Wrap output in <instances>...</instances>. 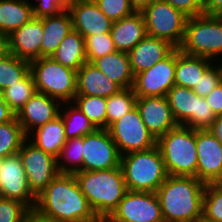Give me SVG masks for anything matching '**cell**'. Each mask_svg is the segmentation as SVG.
Segmentation results:
<instances>
[{"mask_svg":"<svg viewBox=\"0 0 222 222\" xmlns=\"http://www.w3.org/2000/svg\"><path fill=\"white\" fill-rule=\"evenodd\" d=\"M0 197L20 201L30 210L35 209L37 198L28 187L18 153L0 159Z\"/></svg>","mask_w":222,"mask_h":222,"instance_id":"obj_14","label":"cell"},{"mask_svg":"<svg viewBox=\"0 0 222 222\" xmlns=\"http://www.w3.org/2000/svg\"><path fill=\"white\" fill-rule=\"evenodd\" d=\"M175 9L183 12L188 17H194L204 14L203 6L198 0H165Z\"/></svg>","mask_w":222,"mask_h":222,"instance_id":"obj_44","label":"cell"},{"mask_svg":"<svg viewBox=\"0 0 222 222\" xmlns=\"http://www.w3.org/2000/svg\"><path fill=\"white\" fill-rule=\"evenodd\" d=\"M87 62L116 51L111 33L94 34L84 39Z\"/></svg>","mask_w":222,"mask_h":222,"instance_id":"obj_38","label":"cell"},{"mask_svg":"<svg viewBox=\"0 0 222 222\" xmlns=\"http://www.w3.org/2000/svg\"><path fill=\"white\" fill-rule=\"evenodd\" d=\"M203 218L209 222H222V187L218 183L205 184Z\"/></svg>","mask_w":222,"mask_h":222,"instance_id":"obj_37","label":"cell"},{"mask_svg":"<svg viewBox=\"0 0 222 222\" xmlns=\"http://www.w3.org/2000/svg\"><path fill=\"white\" fill-rule=\"evenodd\" d=\"M36 90L61 103L73 102L77 94V71L65 67L51 57H41L30 61Z\"/></svg>","mask_w":222,"mask_h":222,"instance_id":"obj_6","label":"cell"},{"mask_svg":"<svg viewBox=\"0 0 222 222\" xmlns=\"http://www.w3.org/2000/svg\"><path fill=\"white\" fill-rule=\"evenodd\" d=\"M209 0H198V2L204 7Z\"/></svg>","mask_w":222,"mask_h":222,"instance_id":"obj_52","label":"cell"},{"mask_svg":"<svg viewBox=\"0 0 222 222\" xmlns=\"http://www.w3.org/2000/svg\"><path fill=\"white\" fill-rule=\"evenodd\" d=\"M218 184L222 187V180Z\"/></svg>","mask_w":222,"mask_h":222,"instance_id":"obj_55","label":"cell"},{"mask_svg":"<svg viewBox=\"0 0 222 222\" xmlns=\"http://www.w3.org/2000/svg\"><path fill=\"white\" fill-rule=\"evenodd\" d=\"M15 116L16 114L7 105L3 94L0 91V124L11 121Z\"/></svg>","mask_w":222,"mask_h":222,"instance_id":"obj_46","label":"cell"},{"mask_svg":"<svg viewBox=\"0 0 222 222\" xmlns=\"http://www.w3.org/2000/svg\"><path fill=\"white\" fill-rule=\"evenodd\" d=\"M136 99L133 88H122L106 98L107 129L136 106Z\"/></svg>","mask_w":222,"mask_h":222,"instance_id":"obj_34","label":"cell"},{"mask_svg":"<svg viewBox=\"0 0 222 222\" xmlns=\"http://www.w3.org/2000/svg\"><path fill=\"white\" fill-rule=\"evenodd\" d=\"M100 222H109L107 219L100 220Z\"/></svg>","mask_w":222,"mask_h":222,"instance_id":"obj_54","label":"cell"},{"mask_svg":"<svg viewBox=\"0 0 222 222\" xmlns=\"http://www.w3.org/2000/svg\"><path fill=\"white\" fill-rule=\"evenodd\" d=\"M169 176L197 178L196 130L178 125L156 142Z\"/></svg>","mask_w":222,"mask_h":222,"instance_id":"obj_5","label":"cell"},{"mask_svg":"<svg viewBox=\"0 0 222 222\" xmlns=\"http://www.w3.org/2000/svg\"><path fill=\"white\" fill-rule=\"evenodd\" d=\"M122 88L110 80L91 62H86L77 71L76 96H96L107 98L117 93Z\"/></svg>","mask_w":222,"mask_h":222,"instance_id":"obj_21","label":"cell"},{"mask_svg":"<svg viewBox=\"0 0 222 222\" xmlns=\"http://www.w3.org/2000/svg\"><path fill=\"white\" fill-rule=\"evenodd\" d=\"M176 49L170 42L146 35L128 52L134 76L153 67L157 62L168 57Z\"/></svg>","mask_w":222,"mask_h":222,"instance_id":"obj_20","label":"cell"},{"mask_svg":"<svg viewBox=\"0 0 222 222\" xmlns=\"http://www.w3.org/2000/svg\"><path fill=\"white\" fill-rule=\"evenodd\" d=\"M205 99L216 116L222 115V81Z\"/></svg>","mask_w":222,"mask_h":222,"instance_id":"obj_45","label":"cell"},{"mask_svg":"<svg viewBox=\"0 0 222 222\" xmlns=\"http://www.w3.org/2000/svg\"><path fill=\"white\" fill-rule=\"evenodd\" d=\"M91 63L121 88L133 87L134 74L127 52L114 51L94 59Z\"/></svg>","mask_w":222,"mask_h":222,"instance_id":"obj_24","label":"cell"},{"mask_svg":"<svg viewBox=\"0 0 222 222\" xmlns=\"http://www.w3.org/2000/svg\"><path fill=\"white\" fill-rule=\"evenodd\" d=\"M73 104L90 120L96 129H107L106 98L75 96Z\"/></svg>","mask_w":222,"mask_h":222,"instance_id":"obj_32","label":"cell"},{"mask_svg":"<svg viewBox=\"0 0 222 222\" xmlns=\"http://www.w3.org/2000/svg\"><path fill=\"white\" fill-rule=\"evenodd\" d=\"M208 130L222 144V115L216 116V119Z\"/></svg>","mask_w":222,"mask_h":222,"instance_id":"obj_48","label":"cell"},{"mask_svg":"<svg viewBox=\"0 0 222 222\" xmlns=\"http://www.w3.org/2000/svg\"><path fill=\"white\" fill-rule=\"evenodd\" d=\"M29 211L20 201L0 197V222H22Z\"/></svg>","mask_w":222,"mask_h":222,"instance_id":"obj_40","label":"cell"},{"mask_svg":"<svg viewBox=\"0 0 222 222\" xmlns=\"http://www.w3.org/2000/svg\"><path fill=\"white\" fill-rule=\"evenodd\" d=\"M213 64L210 59L188 55L176 48L175 85L193 89Z\"/></svg>","mask_w":222,"mask_h":222,"instance_id":"obj_26","label":"cell"},{"mask_svg":"<svg viewBox=\"0 0 222 222\" xmlns=\"http://www.w3.org/2000/svg\"><path fill=\"white\" fill-rule=\"evenodd\" d=\"M108 131L121 156L156 146L157 140L144 124L136 106L113 123Z\"/></svg>","mask_w":222,"mask_h":222,"instance_id":"obj_9","label":"cell"},{"mask_svg":"<svg viewBox=\"0 0 222 222\" xmlns=\"http://www.w3.org/2000/svg\"><path fill=\"white\" fill-rule=\"evenodd\" d=\"M109 222H163L155 192L127 191Z\"/></svg>","mask_w":222,"mask_h":222,"instance_id":"obj_12","label":"cell"},{"mask_svg":"<svg viewBox=\"0 0 222 222\" xmlns=\"http://www.w3.org/2000/svg\"><path fill=\"white\" fill-rule=\"evenodd\" d=\"M62 103L44 93L36 92L16 114V118L27 137L31 131L59 116Z\"/></svg>","mask_w":222,"mask_h":222,"instance_id":"obj_17","label":"cell"},{"mask_svg":"<svg viewBox=\"0 0 222 222\" xmlns=\"http://www.w3.org/2000/svg\"><path fill=\"white\" fill-rule=\"evenodd\" d=\"M22 222H52L41 216L35 209L30 210L23 218Z\"/></svg>","mask_w":222,"mask_h":222,"instance_id":"obj_49","label":"cell"},{"mask_svg":"<svg viewBox=\"0 0 222 222\" xmlns=\"http://www.w3.org/2000/svg\"><path fill=\"white\" fill-rule=\"evenodd\" d=\"M71 0H38L33 4V16L35 18L49 17L66 10Z\"/></svg>","mask_w":222,"mask_h":222,"instance_id":"obj_42","label":"cell"},{"mask_svg":"<svg viewBox=\"0 0 222 222\" xmlns=\"http://www.w3.org/2000/svg\"><path fill=\"white\" fill-rule=\"evenodd\" d=\"M179 49L212 61L214 57L222 56V18L205 14L189 17Z\"/></svg>","mask_w":222,"mask_h":222,"instance_id":"obj_7","label":"cell"},{"mask_svg":"<svg viewBox=\"0 0 222 222\" xmlns=\"http://www.w3.org/2000/svg\"><path fill=\"white\" fill-rule=\"evenodd\" d=\"M42 37V18L33 17L8 36L9 53L29 62L41 58Z\"/></svg>","mask_w":222,"mask_h":222,"instance_id":"obj_19","label":"cell"},{"mask_svg":"<svg viewBox=\"0 0 222 222\" xmlns=\"http://www.w3.org/2000/svg\"><path fill=\"white\" fill-rule=\"evenodd\" d=\"M42 23L41 57H51L63 39L73 29L72 18L66 9L57 15L43 17Z\"/></svg>","mask_w":222,"mask_h":222,"instance_id":"obj_25","label":"cell"},{"mask_svg":"<svg viewBox=\"0 0 222 222\" xmlns=\"http://www.w3.org/2000/svg\"><path fill=\"white\" fill-rule=\"evenodd\" d=\"M153 1L155 0H130V3L136 12H141Z\"/></svg>","mask_w":222,"mask_h":222,"instance_id":"obj_51","label":"cell"},{"mask_svg":"<svg viewBox=\"0 0 222 222\" xmlns=\"http://www.w3.org/2000/svg\"><path fill=\"white\" fill-rule=\"evenodd\" d=\"M215 119L216 115L205 97H200V100H197L196 107V130L209 129Z\"/></svg>","mask_w":222,"mask_h":222,"instance_id":"obj_43","label":"cell"},{"mask_svg":"<svg viewBox=\"0 0 222 222\" xmlns=\"http://www.w3.org/2000/svg\"><path fill=\"white\" fill-rule=\"evenodd\" d=\"M73 30L84 39L90 35L110 33L113 21L96 5L94 0H71L67 6Z\"/></svg>","mask_w":222,"mask_h":222,"instance_id":"obj_16","label":"cell"},{"mask_svg":"<svg viewBox=\"0 0 222 222\" xmlns=\"http://www.w3.org/2000/svg\"><path fill=\"white\" fill-rule=\"evenodd\" d=\"M82 171H100L119 167L121 154L108 129H96L82 137Z\"/></svg>","mask_w":222,"mask_h":222,"instance_id":"obj_11","label":"cell"},{"mask_svg":"<svg viewBox=\"0 0 222 222\" xmlns=\"http://www.w3.org/2000/svg\"><path fill=\"white\" fill-rule=\"evenodd\" d=\"M147 35L170 42L179 48L185 35L189 18L165 0H155L141 11Z\"/></svg>","mask_w":222,"mask_h":222,"instance_id":"obj_8","label":"cell"},{"mask_svg":"<svg viewBox=\"0 0 222 222\" xmlns=\"http://www.w3.org/2000/svg\"><path fill=\"white\" fill-rule=\"evenodd\" d=\"M81 192L99 220L108 219L127 192L121 166L74 173Z\"/></svg>","mask_w":222,"mask_h":222,"instance_id":"obj_3","label":"cell"},{"mask_svg":"<svg viewBox=\"0 0 222 222\" xmlns=\"http://www.w3.org/2000/svg\"><path fill=\"white\" fill-rule=\"evenodd\" d=\"M30 71V62L11 53L0 58V91L20 81Z\"/></svg>","mask_w":222,"mask_h":222,"instance_id":"obj_35","label":"cell"},{"mask_svg":"<svg viewBox=\"0 0 222 222\" xmlns=\"http://www.w3.org/2000/svg\"><path fill=\"white\" fill-rule=\"evenodd\" d=\"M136 107L144 124L156 140L178 126L166 96L138 97Z\"/></svg>","mask_w":222,"mask_h":222,"instance_id":"obj_18","label":"cell"},{"mask_svg":"<svg viewBox=\"0 0 222 222\" xmlns=\"http://www.w3.org/2000/svg\"><path fill=\"white\" fill-rule=\"evenodd\" d=\"M94 2L113 22L136 12L131 6L130 0H94Z\"/></svg>","mask_w":222,"mask_h":222,"instance_id":"obj_39","label":"cell"},{"mask_svg":"<svg viewBox=\"0 0 222 222\" xmlns=\"http://www.w3.org/2000/svg\"><path fill=\"white\" fill-rule=\"evenodd\" d=\"M9 53L8 36L0 32V58L5 57Z\"/></svg>","mask_w":222,"mask_h":222,"instance_id":"obj_50","label":"cell"},{"mask_svg":"<svg viewBox=\"0 0 222 222\" xmlns=\"http://www.w3.org/2000/svg\"><path fill=\"white\" fill-rule=\"evenodd\" d=\"M222 81V63L218 66L212 65L200 78L197 86L192 90L200 97H206Z\"/></svg>","mask_w":222,"mask_h":222,"instance_id":"obj_41","label":"cell"},{"mask_svg":"<svg viewBox=\"0 0 222 222\" xmlns=\"http://www.w3.org/2000/svg\"><path fill=\"white\" fill-rule=\"evenodd\" d=\"M195 222H209V221H206V220L202 217V218L196 220Z\"/></svg>","mask_w":222,"mask_h":222,"instance_id":"obj_53","label":"cell"},{"mask_svg":"<svg viewBox=\"0 0 222 222\" xmlns=\"http://www.w3.org/2000/svg\"><path fill=\"white\" fill-rule=\"evenodd\" d=\"M127 191L156 192L169 176L157 145L121 156Z\"/></svg>","mask_w":222,"mask_h":222,"instance_id":"obj_4","label":"cell"},{"mask_svg":"<svg viewBox=\"0 0 222 222\" xmlns=\"http://www.w3.org/2000/svg\"><path fill=\"white\" fill-rule=\"evenodd\" d=\"M63 104L65 106L66 104H69V108L65 107L64 113V109H60L59 112V115L63 120L65 136L67 139L84 137L96 130L90 120L75 105H72V102Z\"/></svg>","mask_w":222,"mask_h":222,"instance_id":"obj_30","label":"cell"},{"mask_svg":"<svg viewBox=\"0 0 222 222\" xmlns=\"http://www.w3.org/2000/svg\"><path fill=\"white\" fill-rule=\"evenodd\" d=\"M82 154V137L67 139L57 159L59 173L74 174L77 171H82ZM60 160L62 162L64 160V162L62 163Z\"/></svg>","mask_w":222,"mask_h":222,"instance_id":"obj_36","label":"cell"},{"mask_svg":"<svg viewBox=\"0 0 222 222\" xmlns=\"http://www.w3.org/2000/svg\"><path fill=\"white\" fill-rule=\"evenodd\" d=\"M197 179L204 184L222 180V144L208 130H196Z\"/></svg>","mask_w":222,"mask_h":222,"instance_id":"obj_15","label":"cell"},{"mask_svg":"<svg viewBox=\"0 0 222 222\" xmlns=\"http://www.w3.org/2000/svg\"><path fill=\"white\" fill-rule=\"evenodd\" d=\"M166 98L177 124L196 130V107L200 96L192 89L174 85Z\"/></svg>","mask_w":222,"mask_h":222,"instance_id":"obj_23","label":"cell"},{"mask_svg":"<svg viewBox=\"0 0 222 222\" xmlns=\"http://www.w3.org/2000/svg\"><path fill=\"white\" fill-rule=\"evenodd\" d=\"M203 13L209 16H220L222 14V0H209L203 7Z\"/></svg>","mask_w":222,"mask_h":222,"instance_id":"obj_47","label":"cell"},{"mask_svg":"<svg viewBox=\"0 0 222 222\" xmlns=\"http://www.w3.org/2000/svg\"><path fill=\"white\" fill-rule=\"evenodd\" d=\"M176 49L153 67L134 76L133 91L138 97L166 96L175 85Z\"/></svg>","mask_w":222,"mask_h":222,"instance_id":"obj_13","label":"cell"},{"mask_svg":"<svg viewBox=\"0 0 222 222\" xmlns=\"http://www.w3.org/2000/svg\"><path fill=\"white\" fill-rule=\"evenodd\" d=\"M51 58L65 67L78 71L87 62L84 37L72 29Z\"/></svg>","mask_w":222,"mask_h":222,"instance_id":"obj_29","label":"cell"},{"mask_svg":"<svg viewBox=\"0 0 222 222\" xmlns=\"http://www.w3.org/2000/svg\"><path fill=\"white\" fill-rule=\"evenodd\" d=\"M26 138L16 116L0 124V159L17 154Z\"/></svg>","mask_w":222,"mask_h":222,"instance_id":"obj_33","label":"cell"},{"mask_svg":"<svg viewBox=\"0 0 222 222\" xmlns=\"http://www.w3.org/2000/svg\"><path fill=\"white\" fill-rule=\"evenodd\" d=\"M30 0H0V32L9 36L33 16Z\"/></svg>","mask_w":222,"mask_h":222,"instance_id":"obj_27","label":"cell"},{"mask_svg":"<svg viewBox=\"0 0 222 222\" xmlns=\"http://www.w3.org/2000/svg\"><path fill=\"white\" fill-rule=\"evenodd\" d=\"M35 210L52 222H100L74 174L59 173L37 197Z\"/></svg>","mask_w":222,"mask_h":222,"instance_id":"obj_1","label":"cell"},{"mask_svg":"<svg viewBox=\"0 0 222 222\" xmlns=\"http://www.w3.org/2000/svg\"><path fill=\"white\" fill-rule=\"evenodd\" d=\"M35 130L32 131L34 133L33 135L31 134L33 138L29 139V141L41 148L45 153L58 159L62 147L67 140L61 116L59 115L54 120L47 122Z\"/></svg>","mask_w":222,"mask_h":222,"instance_id":"obj_28","label":"cell"},{"mask_svg":"<svg viewBox=\"0 0 222 222\" xmlns=\"http://www.w3.org/2000/svg\"><path fill=\"white\" fill-rule=\"evenodd\" d=\"M205 184L196 177L168 176L155 192L166 222H195L203 217Z\"/></svg>","mask_w":222,"mask_h":222,"instance_id":"obj_2","label":"cell"},{"mask_svg":"<svg viewBox=\"0 0 222 222\" xmlns=\"http://www.w3.org/2000/svg\"><path fill=\"white\" fill-rule=\"evenodd\" d=\"M29 137L23 142L18 154L32 194L37 198L46 186L59 174L57 159L45 153L41 148L29 142Z\"/></svg>","mask_w":222,"mask_h":222,"instance_id":"obj_10","label":"cell"},{"mask_svg":"<svg viewBox=\"0 0 222 222\" xmlns=\"http://www.w3.org/2000/svg\"><path fill=\"white\" fill-rule=\"evenodd\" d=\"M116 51L129 52L146 35V26L141 12L114 21L110 31Z\"/></svg>","mask_w":222,"mask_h":222,"instance_id":"obj_22","label":"cell"},{"mask_svg":"<svg viewBox=\"0 0 222 222\" xmlns=\"http://www.w3.org/2000/svg\"><path fill=\"white\" fill-rule=\"evenodd\" d=\"M1 92L7 105L17 114L37 92L32 73L29 71L20 81Z\"/></svg>","mask_w":222,"mask_h":222,"instance_id":"obj_31","label":"cell"}]
</instances>
